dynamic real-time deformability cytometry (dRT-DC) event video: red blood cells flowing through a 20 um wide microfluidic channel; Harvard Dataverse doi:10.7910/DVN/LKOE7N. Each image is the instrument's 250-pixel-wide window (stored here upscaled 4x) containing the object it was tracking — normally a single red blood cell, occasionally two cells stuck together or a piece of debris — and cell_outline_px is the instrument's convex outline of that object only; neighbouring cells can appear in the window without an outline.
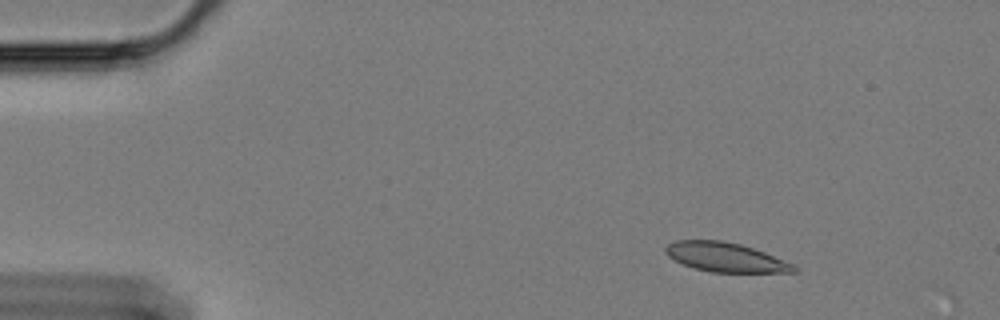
{"species": "Egyptian fruit bat (a non-hibernating species)", "species_latin": "Rousettus aegyptiacus", "temperature_condition": "cold", "stored_images_in_passage": 2, "camera_frame_rate_fps": 3000, "um_per_image_px": 0.085, "animal": {"sex": "female"}, "frame": {"image": 1, "passage_image": 1, "time_ms": 0.0, "image_size_px": [1000, 320], "cell_outline_px": [[800, 268], [796, 272], [712, 272], [696, 268], [684, 264], [668, 256], [664, 252], [664, 248], [668, 244], [676, 240], [724, 240], [740, 244], [764, 252], [796, 264]], "centroid_in_image_um": [61.71, 21.86], "position_along_channel_um": 23.3, "area_um2": 21.91}}